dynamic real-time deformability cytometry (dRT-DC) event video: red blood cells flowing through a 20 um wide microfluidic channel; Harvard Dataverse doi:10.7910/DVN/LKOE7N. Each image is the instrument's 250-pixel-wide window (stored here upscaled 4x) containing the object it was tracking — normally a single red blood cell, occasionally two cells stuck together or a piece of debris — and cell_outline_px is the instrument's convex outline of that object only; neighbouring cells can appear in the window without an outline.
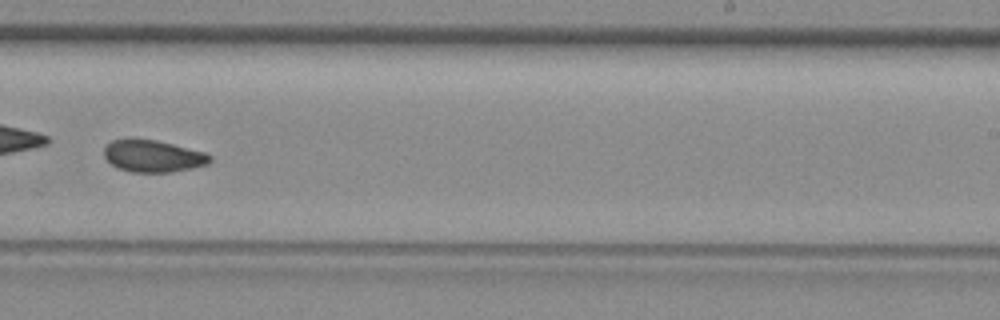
{"species": "common noctule bat (a hibernating species)", "species_latin": "Nyctalus noctula", "temperature_condition": "room temperature", "stored_images_in_passage": 38, "camera_frame_rate_fps": 3000, "um_per_image_px": 0.085, "animal": {"sex": "female", "body_mass_g": 29.2, "forearm_length_mm": 56.3}, "frame": {"image": 1, "passage_image": 22, "time_ms": 7.0, "image_size_px": [1000, 320], "cell_outline_px": [[212, 160], [208, 164], [192, 168], [172, 172], [132, 172], [116, 168], [104, 156], [104, 144], [112, 140], [156, 140], [204, 152], [212, 156]], "centroid_in_image_um": [13.0, 13.28], "position_along_channel_um": 276.0, "area_um2": 19.59}}